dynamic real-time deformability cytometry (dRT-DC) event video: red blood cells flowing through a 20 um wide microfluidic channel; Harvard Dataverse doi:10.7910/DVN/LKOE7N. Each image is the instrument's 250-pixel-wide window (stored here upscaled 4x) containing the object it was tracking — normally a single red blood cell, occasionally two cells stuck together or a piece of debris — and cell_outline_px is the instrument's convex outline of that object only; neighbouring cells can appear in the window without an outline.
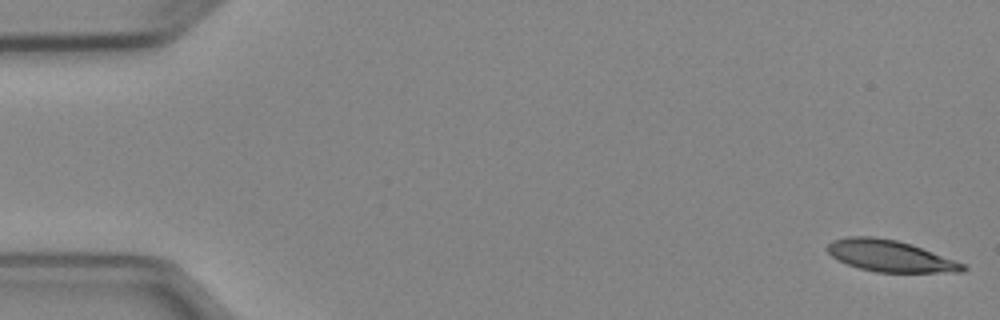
{"species": "Egyptian fruit bat (a non-hibernating species)", "species_latin": "Rousettus aegyptiacus", "temperature_condition": "cold", "stored_images_in_passage": 5, "camera_frame_rate_fps": 3000, "um_per_image_px": 0.085, "animal": {"sex": "female"}, "frame": {"image": 1, "passage_image": 1, "time_ms": 0.0, "image_size_px": [1000, 320], "cell_outline_px": [[968, 268], [964, 272], [876, 272], [860, 268], [848, 264], [832, 256], [828, 252], [828, 244], [832, 240], [848, 236], [872, 236], [896, 240], [912, 244], [964, 264]], "centroid_in_image_um": [75.66, 21.75], "position_along_channel_um": 9.3, "area_um2": 24.62}}